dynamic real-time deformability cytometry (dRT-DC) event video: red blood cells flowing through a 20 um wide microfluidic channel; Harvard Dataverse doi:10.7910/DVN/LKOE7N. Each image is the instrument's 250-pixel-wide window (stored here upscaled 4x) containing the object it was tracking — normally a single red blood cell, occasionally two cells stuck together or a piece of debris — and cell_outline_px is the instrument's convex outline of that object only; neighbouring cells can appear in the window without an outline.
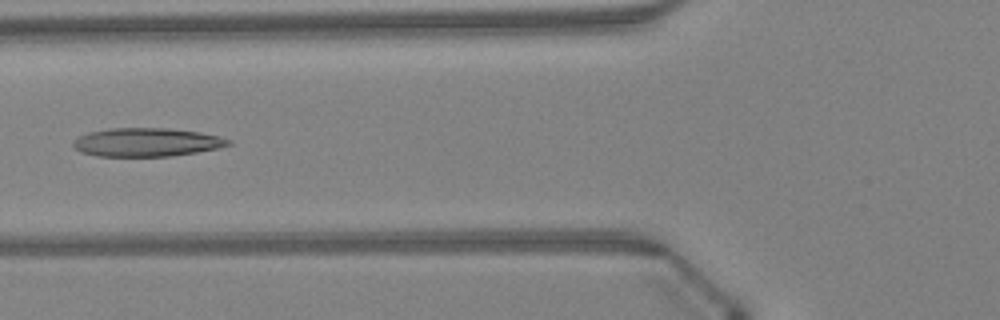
{"species": "Egyptian fruit bat (a non-hibernating species)", "species_latin": "Rousettus aegyptiacus", "temperature_condition": "warm", "stored_images_in_passage": 47, "camera_frame_rate_fps": 3000, "um_per_image_px": 0.085, "animal": {"sex": "female"}, "frame": {"image": 1, "passage_image": 18, "time_ms": 5.667, "image_size_px": [1000, 320], "cell_outline_px": [[232, 144], [216, 148], [196, 152], [172, 156], [96, 156], [80, 152], [72, 144], [72, 140], [88, 132], [112, 128], [168, 128], [200, 132], [232, 140]], "centroid_in_image_um": [12.44, 12.09], "position_along_channel_um": 113.4, "area_um2": 25.72}}
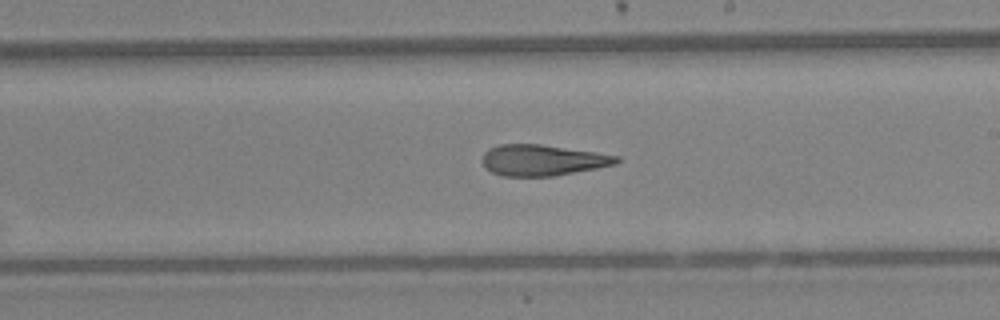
{"frame": {"image": 2, "passage_image": 27, "time_ms": 8.667, "image_size_px": [1000, 320], "cell_outline_px": [[620, 160], [616, 164], [596, 168], [552, 176], [504, 176], [492, 172], [484, 164], [484, 152], [488, 148], [500, 144], [540, 144], [596, 152], [620, 156]], "centroid_in_image_um": [46.14, 13.6], "position_along_channel_um": 242.9, "area_um2": 23.99}}
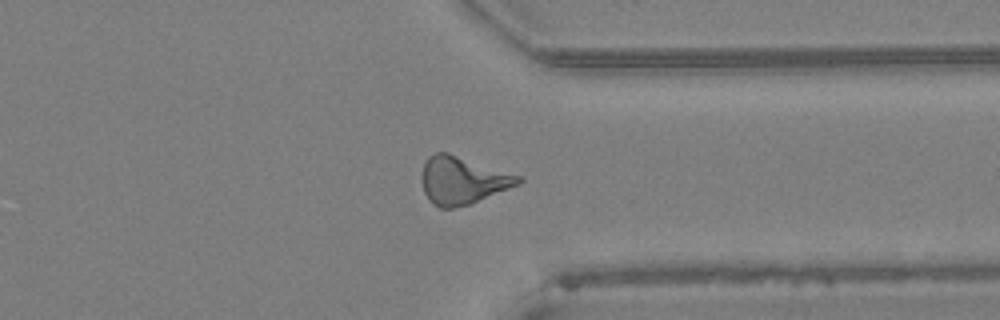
{"frame": {"image": 3, "passage_image": 36, "time_ms": 11.667, "image_size_px": [1000, 320], "cell_outline_px": [[524, 180], [520, 184], [468, 204], [452, 208], [440, 208], [432, 204], [424, 192], [420, 180], [420, 176], [424, 160], [428, 156], [436, 152], [448, 152], [524, 176]], "centroid_in_image_um": [39.3, 15.3], "position_along_channel_um": 372.1, "area_um2": 27.17}, "authors_computed_cell_mechanics": {"area_um2": 25.721, "velocity_mm_per_s": 4.3418, "shape_relaxation_time_tau1_ms": null, "shape_relaxation_time_tau2_ms": 4.1612, "deformation_change_tau1": null, "deformation_change_tau2": 0.1628}}